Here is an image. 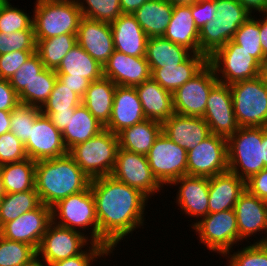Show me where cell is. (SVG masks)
Instances as JSON below:
<instances>
[{
    "label": "cell",
    "mask_w": 267,
    "mask_h": 266,
    "mask_svg": "<svg viewBox=\"0 0 267 266\" xmlns=\"http://www.w3.org/2000/svg\"><path fill=\"white\" fill-rule=\"evenodd\" d=\"M90 189L95 199L99 244L115 253L117 245L126 241L129 234L130 238L133 231L141 227L143 230L150 199L111 175L91 179Z\"/></svg>",
    "instance_id": "6da1fadb"
},
{
    "label": "cell",
    "mask_w": 267,
    "mask_h": 266,
    "mask_svg": "<svg viewBox=\"0 0 267 266\" xmlns=\"http://www.w3.org/2000/svg\"><path fill=\"white\" fill-rule=\"evenodd\" d=\"M90 182L69 154L36 161L35 189L46 206L52 207L69 195L85 191Z\"/></svg>",
    "instance_id": "7a4b0ae2"
},
{
    "label": "cell",
    "mask_w": 267,
    "mask_h": 266,
    "mask_svg": "<svg viewBox=\"0 0 267 266\" xmlns=\"http://www.w3.org/2000/svg\"><path fill=\"white\" fill-rule=\"evenodd\" d=\"M33 28L36 40L77 34L83 17L76 0H36Z\"/></svg>",
    "instance_id": "3957f363"
},
{
    "label": "cell",
    "mask_w": 267,
    "mask_h": 266,
    "mask_svg": "<svg viewBox=\"0 0 267 266\" xmlns=\"http://www.w3.org/2000/svg\"><path fill=\"white\" fill-rule=\"evenodd\" d=\"M215 18L199 30V54L210 57L233 39L235 32L252 15L238 0H215Z\"/></svg>",
    "instance_id": "277c9868"
},
{
    "label": "cell",
    "mask_w": 267,
    "mask_h": 266,
    "mask_svg": "<svg viewBox=\"0 0 267 266\" xmlns=\"http://www.w3.org/2000/svg\"><path fill=\"white\" fill-rule=\"evenodd\" d=\"M118 149V135L104 129L91 139L72 147L68 154L93 179L111 175Z\"/></svg>",
    "instance_id": "5b68a950"
},
{
    "label": "cell",
    "mask_w": 267,
    "mask_h": 266,
    "mask_svg": "<svg viewBox=\"0 0 267 266\" xmlns=\"http://www.w3.org/2000/svg\"><path fill=\"white\" fill-rule=\"evenodd\" d=\"M51 217L54 224L79 231L93 243L99 244L95 199L90 186L85 191L58 201L51 207Z\"/></svg>",
    "instance_id": "8992f818"
},
{
    "label": "cell",
    "mask_w": 267,
    "mask_h": 266,
    "mask_svg": "<svg viewBox=\"0 0 267 266\" xmlns=\"http://www.w3.org/2000/svg\"><path fill=\"white\" fill-rule=\"evenodd\" d=\"M228 171L244 181L267 168L263 162L262 127H240L227 139Z\"/></svg>",
    "instance_id": "52a82bcc"
},
{
    "label": "cell",
    "mask_w": 267,
    "mask_h": 266,
    "mask_svg": "<svg viewBox=\"0 0 267 266\" xmlns=\"http://www.w3.org/2000/svg\"><path fill=\"white\" fill-rule=\"evenodd\" d=\"M240 127H267V86L259 76L229 85Z\"/></svg>",
    "instance_id": "ba28073f"
},
{
    "label": "cell",
    "mask_w": 267,
    "mask_h": 266,
    "mask_svg": "<svg viewBox=\"0 0 267 266\" xmlns=\"http://www.w3.org/2000/svg\"><path fill=\"white\" fill-rule=\"evenodd\" d=\"M191 229L193 232L195 231L194 234L198 235L199 244H204L207 248L206 250L217 253L221 258L235 246L242 245V242L239 243V232L234 209L208 213L207 216L199 219Z\"/></svg>",
    "instance_id": "9c48e42d"
},
{
    "label": "cell",
    "mask_w": 267,
    "mask_h": 266,
    "mask_svg": "<svg viewBox=\"0 0 267 266\" xmlns=\"http://www.w3.org/2000/svg\"><path fill=\"white\" fill-rule=\"evenodd\" d=\"M208 63L220 83L230 85L259 76L260 63L232 40L208 57Z\"/></svg>",
    "instance_id": "30bf717a"
},
{
    "label": "cell",
    "mask_w": 267,
    "mask_h": 266,
    "mask_svg": "<svg viewBox=\"0 0 267 266\" xmlns=\"http://www.w3.org/2000/svg\"><path fill=\"white\" fill-rule=\"evenodd\" d=\"M146 156L152 173L164 188L187 175V151L163 133L155 140Z\"/></svg>",
    "instance_id": "8fae6325"
},
{
    "label": "cell",
    "mask_w": 267,
    "mask_h": 266,
    "mask_svg": "<svg viewBox=\"0 0 267 266\" xmlns=\"http://www.w3.org/2000/svg\"><path fill=\"white\" fill-rule=\"evenodd\" d=\"M111 176L140 190L149 199L156 196V193L161 195V192H165L164 187L152 173L147 156L143 154L119 148Z\"/></svg>",
    "instance_id": "7c38bea8"
},
{
    "label": "cell",
    "mask_w": 267,
    "mask_h": 266,
    "mask_svg": "<svg viewBox=\"0 0 267 266\" xmlns=\"http://www.w3.org/2000/svg\"><path fill=\"white\" fill-rule=\"evenodd\" d=\"M92 241L83 233L61 227L51 222L37 250V261L50 266L52 263L81 254Z\"/></svg>",
    "instance_id": "4fadbf2b"
},
{
    "label": "cell",
    "mask_w": 267,
    "mask_h": 266,
    "mask_svg": "<svg viewBox=\"0 0 267 266\" xmlns=\"http://www.w3.org/2000/svg\"><path fill=\"white\" fill-rule=\"evenodd\" d=\"M218 82L213 67L208 63L172 93L174 113L203 117L209 93Z\"/></svg>",
    "instance_id": "5bb4252c"
},
{
    "label": "cell",
    "mask_w": 267,
    "mask_h": 266,
    "mask_svg": "<svg viewBox=\"0 0 267 266\" xmlns=\"http://www.w3.org/2000/svg\"><path fill=\"white\" fill-rule=\"evenodd\" d=\"M228 171L227 139L211 134L187 151V175L213 177Z\"/></svg>",
    "instance_id": "9a60e30c"
},
{
    "label": "cell",
    "mask_w": 267,
    "mask_h": 266,
    "mask_svg": "<svg viewBox=\"0 0 267 266\" xmlns=\"http://www.w3.org/2000/svg\"><path fill=\"white\" fill-rule=\"evenodd\" d=\"M211 134L228 139L240 126L237 123L228 84L218 82L209 93L204 116Z\"/></svg>",
    "instance_id": "2e32d148"
},
{
    "label": "cell",
    "mask_w": 267,
    "mask_h": 266,
    "mask_svg": "<svg viewBox=\"0 0 267 266\" xmlns=\"http://www.w3.org/2000/svg\"><path fill=\"white\" fill-rule=\"evenodd\" d=\"M51 222V207L42 203L38 208L5 223L0 228V235L8 240L29 244L38 250Z\"/></svg>",
    "instance_id": "e0dca14e"
},
{
    "label": "cell",
    "mask_w": 267,
    "mask_h": 266,
    "mask_svg": "<svg viewBox=\"0 0 267 266\" xmlns=\"http://www.w3.org/2000/svg\"><path fill=\"white\" fill-rule=\"evenodd\" d=\"M239 232V242L265 243L267 241V210L264 201L245 190L234 206ZM261 237H257L255 235ZM262 234H265L264 236ZM254 236L255 239H252ZM251 237V238H250ZM248 238V239H247ZM258 238V239H257Z\"/></svg>",
    "instance_id": "ac0fdd59"
},
{
    "label": "cell",
    "mask_w": 267,
    "mask_h": 266,
    "mask_svg": "<svg viewBox=\"0 0 267 266\" xmlns=\"http://www.w3.org/2000/svg\"><path fill=\"white\" fill-rule=\"evenodd\" d=\"M28 158L33 161L47 160L68 154L62 132L50 118L40 113L30 131V138L24 144Z\"/></svg>",
    "instance_id": "d6986e66"
},
{
    "label": "cell",
    "mask_w": 267,
    "mask_h": 266,
    "mask_svg": "<svg viewBox=\"0 0 267 266\" xmlns=\"http://www.w3.org/2000/svg\"><path fill=\"white\" fill-rule=\"evenodd\" d=\"M178 186L176 199L174 202L178 206L181 214L187 215L189 218H195V221L190 224L192 227L204 216L209 213L208 200H209V178L198 176H182L173 181L169 187Z\"/></svg>",
    "instance_id": "ffe728a7"
},
{
    "label": "cell",
    "mask_w": 267,
    "mask_h": 266,
    "mask_svg": "<svg viewBox=\"0 0 267 266\" xmlns=\"http://www.w3.org/2000/svg\"><path fill=\"white\" fill-rule=\"evenodd\" d=\"M77 43L102 66L115 50L110 23L84 16L79 24Z\"/></svg>",
    "instance_id": "44dd1931"
},
{
    "label": "cell",
    "mask_w": 267,
    "mask_h": 266,
    "mask_svg": "<svg viewBox=\"0 0 267 266\" xmlns=\"http://www.w3.org/2000/svg\"><path fill=\"white\" fill-rule=\"evenodd\" d=\"M103 76L116 85L135 87L151 78V69L145 56L133 57L114 50L103 65Z\"/></svg>",
    "instance_id": "7402d4cb"
},
{
    "label": "cell",
    "mask_w": 267,
    "mask_h": 266,
    "mask_svg": "<svg viewBox=\"0 0 267 266\" xmlns=\"http://www.w3.org/2000/svg\"><path fill=\"white\" fill-rule=\"evenodd\" d=\"M145 114L135 87L117 85L110 121L105 129L118 134L123 129L145 120Z\"/></svg>",
    "instance_id": "603a6c76"
},
{
    "label": "cell",
    "mask_w": 267,
    "mask_h": 266,
    "mask_svg": "<svg viewBox=\"0 0 267 266\" xmlns=\"http://www.w3.org/2000/svg\"><path fill=\"white\" fill-rule=\"evenodd\" d=\"M162 133L186 151L193 149L211 135L202 117L174 113L162 123Z\"/></svg>",
    "instance_id": "cb8c5ba5"
},
{
    "label": "cell",
    "mask_w": 267,
    "mask_h": 266,
    "mask_svg": "<svg viewBox=\"0 0 267 266\" xmlns=\"http://www.w3.org/2000/svg\"><path fill=\"white\" fill-rule=\"evenodd\" d=\"M110 27L115 50L133 57L145 56L149 37L133 14L122 13Z\"/></svg>",
    "instance_id": "d4e9b609"
},
{
    "label": "cell",
    "mask_w": 267,
    "mask_h": 266,
    "mask_svg": "<svg viewBox=\"0 0 267 266\" xmlns=\"http://www.w3.org/2000/svg\"><path fill=\"white\" fill-rule=\"evenodd\" d=\"M245 190V181L230 171L209 177V213L234 209Z\"/></svg>",
    "instance_id": "484cf974"
},
{
    "label": "cell",
    "mask_w": 267,
    "mask_h": 266,
    "mask_svg": "<svg viewBox=\"0 0 267 266\" xmlns=\"http://www.w3.org/2000/svg\"><path fill=\"white\" fill-rule=\"evenodd\" d=\"M146 119L163 123L174 114L172 93L152 77L135 86Z\"/></svg>",
    "instance_id": "4316f807"
},
{
    "label": "cell",
    "mask_w": 267,
    "mask_h": 266,
    "mask_svg": "<svg viewBox=\"0 0 267 266\" xmlns=\"http://www.w3.org/2000/svg\"><path fill=\"white\" fill-rule=\"evenodd\" d=\"M165 39L199 54V30L191 14V5H175L163 35Z\"/></svg>",
    "instance_id": "83f0119b"
},
{
    "label": "cell",
    "mask_w": 267,
    "mask_h": 266,
    "mask_svg": "<svg viewBox=\"0 0 267 266\" xmlns=\"http://www.w3.org/2000/svg\"><path fill=\"white\" fill-rule=\"evenodd\" d=\"M208 64V57L204 54L192 53L178 66L164 68H150L151 77L163 88L171 93L198 74Z\"/></svg>",
    "instance_id": "f1b7e54d"
},
{
    "label": "cell",
    "mask_w": 267,
    "mask_h": 266,
    "mask_svg": "<svg viewBox=\"0 0 267 266\" xmlns=\"http://www.w3.org/2000/svg\"><path fill=\"white\" fill-rule=\"evenodd\" d=\"M116 84L107 77L90 82L82 104L104 126L110 121Z\"/></svg>",
    "instance_id": "f546056e"
},
{
    "label": "cell",
    "mask_w": 267,
    "mask_h": 266,
    "mask_svg": "<svg viewBox=\"0 0 267 266\" xmlns=\"http://www.w3.org/2000/svg\"><path fill=\"white\" fill-rule=\"evenodd\" d=\"M55 72L58 77L86 78L93 82L103 77V66L77 43L65 55Z\"/></svg>",
    "instance_id": "4dcf8cb0"
},
{
    "label": "cell",
    "mask_w": 267,
    "mask_h": 266,
    "mask_svg": "<svg viewBox=\"0 0 267 266\" xmlns=\"http://www.w3.org/2000/svg\"><path fill=\"white\" fill-rule=\"evenodd\" d=\"M162 133V123L145 119L119 132V148L147 155L155 140Z\"/></svg>",
    "instance_id": "1f68e13d"
},
{
    "label": "cell",
    "mask_w": 267,
    "mask_h": 266,
    "mask_svg": "<svg viewBox=\"0 0 267 266\" xmlns=\"http://www.w3.org/2000/svg\"><path fill=\"white\" fill-rule=\"evenodd\" d=\"M173 9L167 0H149L133 15L148 37H160L166 32Z\"/></svg>",
    "instance_id": "d6a6232c"
},
{
    "label": "cell",
    "mask_w": 267,
    "mask_h": 266,
    "mask_svg": "<svg viewBox=\"0 0 267 266\" xmlns=\"http://www.w3.org/2000/svg\"><path fill=\"white\" fill-rule=\"evenodd\" d=\"M105 126L102 125L81 103L75 108L73 116L68 120V126L62 132L64 144L68 151L99 134Z\"/></svg>",
    "instance_id": "836d02e7"
},
{
    "label": "cell",
    "mask_w": 267,
    "mask_h": 266,
    "mask_svg": "<svg viewBox=\"0 0 267 266\" xmlns=\"http://www.w3.org/2000/svg\"><path fill=\"white\" fill-rule=\"evenodd\" d=\"M191 54L192 52L187 48L175 44L163 36L149 37L147 40L145 58L150 68L178 66Z\"/></svg>",
    "instance_id": "e575fe53"
},
{
    "label": "cell",
    "mask_w": 267,
    "mask_h": 266,
    "mask_svg": "<svg viewBox=\"0 0 267 266\" xmlns=\"http://www.w3.org/2000/svg\"><path fill=\"white\" fill-rule=\"evenodd\" d=\"M35 169L36 161L30 158L0 165L5 193L35 189Z\"/></svg>",
    "instance_id": "d590c367"
},
{
    "label": "cell",
    "mask_w": 267,
    "mask_h": 266,
    "mask_svg": "<svg viewBox=\"0 0 267 266\" xmlns=\"http://www.w3.org/2000/svg\"><path fill=\"white\" fill-rule=\"evenodd\" d=\"M77 44V34H62L36 40V53L47 69L56 70L65 55Z\"/></svg>",
    "instance_id": "8d00e7d4"
},
{
    "label": "cell",
    "mask_w": 267,
    "mask_h": 266,
    "mask_svg": "<svg viewBox=\"0 0 267 266\" xmlns=\"http://www.w3.org/2000/svg\"><path fill=\"white\" fill-rule=\"evenodd\" d=\"M36 189L24 192L8 193L0 200V228L41 205Z\"/></svg>",
    "instance_id": "74e56055"
},
{
    "label": "cell",
    "mask_w": 267,
    "mask_h": 266,
    "mask_svg": "<svg viewBox=\"0 0 267 266\" xmlns=\"http://www.w3.org/2000/svg\"><path fill=\"white\" fill-rule=\"evenodd\" d=\"M57 78L55 70L45 67L18 95L20 103L41 108L53 91Z\"/></svg>",
    "instance_id": "f35d334b"
},
{
    "label": "cell",
    "mask_w": 267,
    "mask_h": 266,
    "mask_svg": "<svg viewBox=\"0 0 267 266\" xmlns=\"http://www.w3.org/2000/svg\"><path fill=\"white\" fill-rule=\"evenodd\" d=\"M37 261V250L0 235V266H32Z\"/></svg>",
    "instance_id": "ab89813d"
},
{
    "label": "cell",
    "mask_w": 267,
    "mask_h": 266,
    "mask_svg": "<svg viewBox=\"0 0 267 266\" xmlns=\"http://www.w3.org/2000/svg\"><path fill=\"white\" fill-rule=\"evenodd\" d=\"M251 15L235 32L232 41L249 52L260 64L266 59L260 41V18Z\"/></svg>",
    "instance_id": "60d3db41"
},
{
    "label": "cell",
    "mask_w": 267,
    "mask_h": 266,
    "mask_svg": "<svg viewBox=\"0 0 267 266\" xmlns=\"http://www.w3.org/2000/svg\"><path fill=\"white\" fill-rule=\"evenodd\" d=\"M245 245L243 244L237 251L232 249L222 256L227 261V266H267L266 243Z\"/></svg>",
    "instance_id": "b9f144b4"
},
{
    "label": "cell",
    "mask_w": 267,
    "mask_h": 266,
    "mask_svg": "<svg viewBox=\"0 0 267 266\" xmlns=\"http://www.w3.org/2000/svg\"><path fill=\"white\" fill-rule=\"evenodd\" d=\"M11 0H0V32L12 33L20 30H34L33 15L17 8Z\"/></svg>",
    "instance_id": "7bdbcfd3"
},
{
    "label": "cell",
    "mask_w": 267,
    "mask_h": 266,
    "mask_svg": "<svg viewBox=\"0 0 267 266\" xmlns=\"http://www.w3.org/2000/svg\"><path fill=\"white\" fill-rule=\"evenodd\" d=\"M81 103L82 98L57 78L53 91L40 109L41 112H75Z\"/></svg>",
    "instance_id": "ee69618b"
},
{
    "label": "cell",
    "mask_w": 267,
    "mask_h": 266,
    "mask_svg": "<svg viewBox=\"0 0 267 266\" xmlns=\"http://www.w3.org/2000/svg\"><path fill=\"white\" fill-rule=\"evenodd\" d=\"M40 113L41 109L39 107L19 103L11 111L10 132L25 144L30 138L31 127Z\"/></svg>",
    "instance_id": "f6af8a7d"
},
{
    "label": "cell",
    "mask_w": 267,
    "mask_h": 266,
    "mask_svg": "<svg viewBox=\"0 0 267 266\" xmlns=\"http://www.w3.org/2000/svg\"><path fill=\"white\" fill-rule=\"evenodd\" d=\"M84 17L111 23L122 14L120 0H76Z\"/></svg>",
    "instance_id": "bcb514c9"
},
{
    "label": "cell",
    "mask_w": 267,
    "mask_h": 266,
    "mask_svg": "<svg viewBox=\"0 0 267 266\" xmlns=\"http://www.w3.org/2000/svg\"><path fill=\"white\" fill-rule=\"evenodd\" d=\"M13 51H36L34 30H20L9 34L0 32V55Z\"/></svg>",
    "instance_id": "7dc6e473"
},
{
    "label": "cell",
    "mask_w": 267,
    "mask_h": 266,
    "mask_svg": "<svg viewBox=\"0 0 267 266\" xmlns=\"http://www.w3.org/2000/svg\"><path fill=\"white\" fill-rule=\"evenodd\" d=\"M111 254L113 257V253L106 246L92 242L81 254L56 261L50 266H94L93 264L94 262L96 264V261L100 264L101 261H98V259H104L105 262L108 256L111 257Z\"/></svg>",
    "instance_id": "c3c4849f"
},
{
    "label": "cell",
    "mask_w": 267,
    "mask_h": 266,
    "mask_svg": "<svg viewBox=\"0 0 267 266\" xmlns=\"http://www.w3.org/2000/svg\"><path fill=\"white\" fill-rule=\"evenodd\" d=\"M44 68L41 58L35 52L9 79V83L19 95Z\"/></svg>",
    "instance_id": "681fc988"
},
{
    "label": "cell",
    "mask_w": 267,
    "mask_h": 266,
    "mask_svg": "<svg viewBox=\"0 0 267 266\" xmlns=\"http://www.w3.org/2000/svg\"><path fill=\"white\" fill-rule=\"evenodd\" d=\"M27 158L25 145L13 133L9 131L0 136V165Z\"/></svg>",
    "instance_id": "f907efd6"
},
{
    "label": "cell",
    "mask_w": 267,
    "mask_h": 266,
    "mask_svg": "<svg viewBox=\"0 0 267 266\" xmlns=\"http://www.w3.org/2000/svg\"><path fill=\"white\" fill-rule=\"evenodd\" d=\"M35 52L36 51H13L0 55V74L2 79L9 80Z\"/></svg>",
    "instance_id": "816d5d0a"
},
{
    "label": "cell",
    "mask_w": 267,
    "mask_h": 266,
    "mask_svg": "<svg viewBox=\"0 0 267 266\" xmlns=\"http://www.w3.org/2000/svg\"><path fill=\"white\" fill-rule=\"evenodd\" d=\"M215 0H198L191 5V14L198 30L215 18Z\"/></svg>",
    "instance_id": "f5cc1de1"
},
{
    "label": "cell",
    "mask_w": 267,
    "mask_h": 266,
    "mask_svg": "<svg viewBox=\"0 0 267 266\" xmlns=\"http://www.w3.org/2000/svg\"><path fill=\"white\" fill-rule=\"evenodd\" d=\"M20 103L18 94L9 80H0V110L11 112Z\"/></svg>",
    "instance_id": "db71d44e"
},
{
    "label": "cell",
    "mask_w": 267,
    "mask_h": 266,
    "mask_svg": "<svg viewBox=\"0 0 267 266\" xmlns=\"http://www.w3.org/2000/svg\"><path fill=\"white\" fill-rule=\"evenodd\" d=\"M246 190L260 199L267 197V168L245 181Z\"/></svg>",
    "instance_id": "11a10c76"
},
{
    "label": "cell",
    "mask_w": 267,
    "mask_h": 266,
    "mask_svg": "<svg viewBox=\"0 0 267 266\" xmlns=\"http://www.w3.org/2000/svg\"><path fill=\"white\" fill-rule=\"evenodd\" d=\"M58 79L64 86L72 89V92L77 93L81 98L84 96L90 84V81L86 78L58 77Z\"/></svg>",
    "instance_id": "9f6ffc18"
},
{
    "label": "cell",
    "mask_w": 267,
    "mask_h": 266,
    "mask_svg": "<svg viewBox=\"0 0 267 266\" xmlns=\"http://www.w3.org/2000/svg\"><path fill=\"white\" fill-rule=\"evenodd\" d=\"M48 116L53 125L60 131L63 132L68 126V120L70 116H73L74 112H41Z\"/></svg>",
    "instance_id": "6f0895ef"
},
{
    "label": "cell",
    "mask_w": 267,
    "mask_h": 266,
    "mask_svg": "<svg viewBox=\"0 0 267 266\" xmlns=\"http://www.w3.org/2000/svg\"><path fill=\"white\" fill-rule=\"evenodd\" d=\"M240 4L250 13L262 14L267 8V0H238Z\"/></svg>",
    "instance_id": "680465c9"
},
{
    "label": "cell",
    "mask_w": 267,
    "mask_h": 266,
    "mask_svg": "<svg viewBox=\"0 0 267 266\" xmlns=\"http://www.w3.org/2000/svg\"><path fill=\"white\" fill-rule=\"evenodd\" d=\"M149 0H120L122 13L133 14L145 2Z\"/></svg>",
    "instance_id": "91938a15"
},
{
    "label": "cell",
    "mask_w": 267,
    "mask_h": 266,
    "mask_svg": "<svg viewBox=\"0 0 267 266\" xmlns=\"http://www.w3.org/2000/svg\"><path fill=\"white\" fill-rule=\"evenodd\" d=\"M260 18V41H261V47L262 52L267 58V17L265 15L259 14Z\"/></svg>",
    "instance_id": "94428289"
},
{
    "label": "cell",
    "mask_w": 267,
    "mask_h": 266,
    "mask_svg": "<svg viewBox=\"0 0 267 266\" xmlns=\"http://www.w3.org/2000/svg\"><path fill=\"white\" fill-rule=\"evenodd\" d=\"M10 115L11 112L0 110V136L10 131Z\"/></svg>",
    "instance_id": "6125c7cd"
},
{
    "label": "cell",
    "mask_w": 267,
    "mask_h": 266,
    "mask_svg": "<svg viewBox=\"0 0 267 266\" xmlns=\"http://www.w3.org/2000/svg\"><path fill=\"white\" fill-rule=\"evenodd\" d=\"M263 162L267 167V127H262Z\"/></svg>",
    "instance_id": "be15d7a7"
},
{
    "label": "cell",
    "mask_w": 267,
    "mask_h": 266,
    "mask_svg": "<svg viewBox=\"0 0 267 266\" xmlns=\"http://www.w3.org/2000/svg\"><path fill=\"white\" fill-rule=\"evenodd\" d=\"M259 77L267 86V58L260 64Z\"/></svg>",
    "instance_id": "e7e4bbea"
},
{
    "label": "cell",
    "mask_w": 267,
    "mask_h": 266,
    "mask_svg": "<svg viewBox=\"0 0 267 266\" xmlns=\"http://www.w3.org/2000/svg\"><path fill=\"white\" fill-rule=\"evenodd\" d=\"M167 1L171 3L173 6H175V5H192L198 0H167Z\"/></svg>",
    "instance_id": "03108f58"
},
{
    "label": "cell",
    "mask_w": 267,
    "mask_h": 266,
    "mask_svg": "<svg viewBox=\"0 0 267 266\" xmlns=\"http://www.w3.org/2000/svg\"><path fill=\"white\" fill-rule=\"evenodd\" d=\"M5 189H4V184L2 181V176H1V171H0V200L5 196Z\"/></svg>",
    "instance_id": "003e7915"
},
{
    "label": "cell",
    "mask_w": 267,
    "mask_h": 266,
    "mask_svg": "<svg viewBox=\"0 0 267 266\" xmlns=\"http://www.w3.org/2000/svg\"><path fill=\"white\" fill-rule=\"evenodd\" d=\"M32 266H46V265L36 261Z\"/></svg>",
    "instance_id": "a7ac6f4b"
},
{
    "label": "cell",
    "mask_w": 267,
    "mask_h": 266,
    "mask_svg": "<svg viewBox=\"0 0 267 266\" xmlns=\"http://www.w3.org/2000/svg\"><path fill=\"white\" fill-rule=\"evenodd\" d=\"M263 201H264L265 208H266V210H267V197H265V198L263 199Z\"/></svg>",
    "instance_id": "89a4df30"
},
{
    "label": "cell",
    "mask_w": 267,
    "mask_h": 266,
    "mask_svg": "<svg viewBox=\"0 0 267 266\" xmlns=\"http://www.w3.org/2000/svg\"><path fill=\"white\" fill-rule=\"evenodd\" d=\"M262 14L267 17V8H266V10Z\"/></svg>",
    "instance_id": "2644e50d"
}]
</instances>
